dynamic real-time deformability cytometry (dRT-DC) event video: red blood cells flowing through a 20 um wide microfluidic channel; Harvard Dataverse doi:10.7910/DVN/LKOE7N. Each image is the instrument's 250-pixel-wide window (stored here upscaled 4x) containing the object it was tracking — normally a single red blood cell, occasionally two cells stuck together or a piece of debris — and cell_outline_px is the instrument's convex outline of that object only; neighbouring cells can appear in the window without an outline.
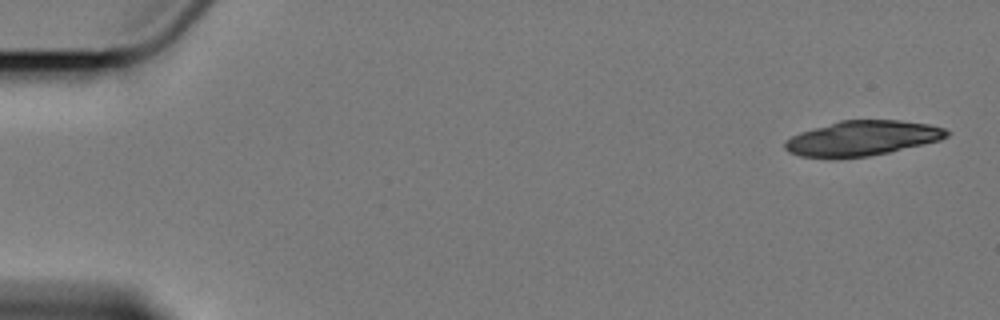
{"species": "Egyptian fruit bat (a non-hibernating species)", "species_latin": "Rousettus aegyptiacus", "temperature_condition": "cold", "stored_images_in_passage": 4, "camera_frame_rate_fps": 3000, "um_per_image_px": 0.085, "animal": {"sex": "female"}, "frame": {"image": 1, "passage_image": 1, "time_ms": 0.0, "image_size_px": [1000, 320], "cell_outline_px": [[952, 132], [948, 136], [940, 140], [888, 152], [868, 156], [800, 156], [788, 152], [784, 148], [784, 144], [792, 136], [800, 132], [840, 120], [900, 120], [928, 124], [944, 128]], "centroid_in_image_um": [73.33, 11.72], "position_along_channel_um": 11.7, "area_um2": 32.25}}